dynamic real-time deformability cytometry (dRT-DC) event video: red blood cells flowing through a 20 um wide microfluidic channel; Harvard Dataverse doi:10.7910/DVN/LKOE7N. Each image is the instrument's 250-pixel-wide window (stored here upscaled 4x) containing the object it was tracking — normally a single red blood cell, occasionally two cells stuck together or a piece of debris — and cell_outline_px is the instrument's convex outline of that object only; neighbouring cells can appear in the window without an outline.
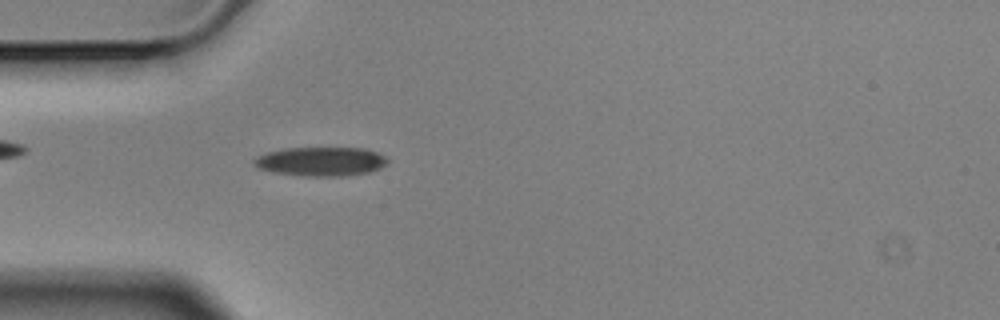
{"species": "Egyptian fruit bat (a non-hibernating species)", "species_latin": "Rousettus aegyptiacus", "temperature_condition": "cold", "stored_images_in_passage": 5, "camera_frame_rate_fps": 3000, "um_per_image_px": 0.085, "animal": {"sex": "male"}, "frame": {"image": 1, "passage_image": 5, "time_ms": 1.333, "image_size_px": [1000, 320], "cell_outline_px": [[388, 164], [380, 168], [368, 172], [344, 176], [304, 176], [272, 172], [256, 168], [252, 164], [252, 160], [268, 152], [284, 148], [364, 148], [376, 152], [384, 156], [388, 160]], "centroid_in_image_um": [27.26, 13.73], "position_along_channel_um": 57.7, "area_um2": 22.66}}